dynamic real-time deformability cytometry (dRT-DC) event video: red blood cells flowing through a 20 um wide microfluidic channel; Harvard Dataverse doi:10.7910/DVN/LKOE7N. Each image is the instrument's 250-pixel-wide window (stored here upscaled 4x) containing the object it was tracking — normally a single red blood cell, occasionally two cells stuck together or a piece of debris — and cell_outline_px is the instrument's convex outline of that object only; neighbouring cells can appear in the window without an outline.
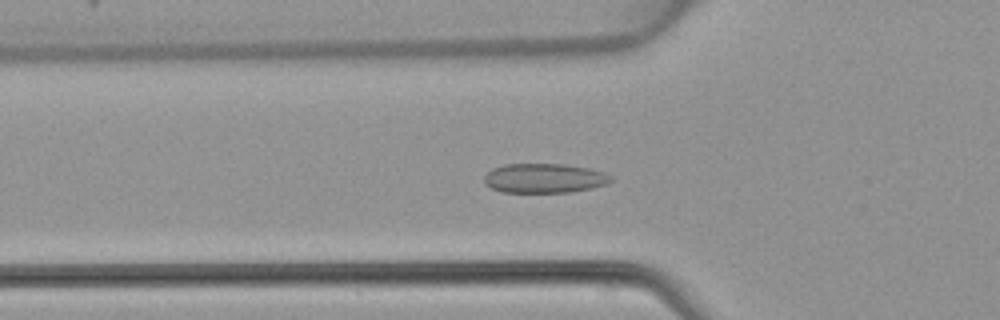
{"species": "common noctule bat (a hibernating species)", "species_latin": "Nyctalus noctula", "temperature_condition": "warm", "stored_images_in_passage": 48, "camera_frame_rate_fps": 3000, "um_per_image_px": 0.085, "animal": {"sex": "female", "body_mass_g": 22.7, "forearm_length_mm": 54.2}, "frame": {"image": 1, "passage_image": 17, "time_ms": 5.333, "image_size_px": [1000, 320], "cell_outline_px": [[612, 180], [608, 184], [592, 188], [568, 192], [504, 192], [492, 188], [484, 184], [484, 176], [492, 168], [504, 164], [564, 164], [588, 168], [604, 172], [612, 176]], "centroid_in_image_um": [46.27, 15.14], "position_along_channel_um": 79.5, "area_um2": 21.79}}
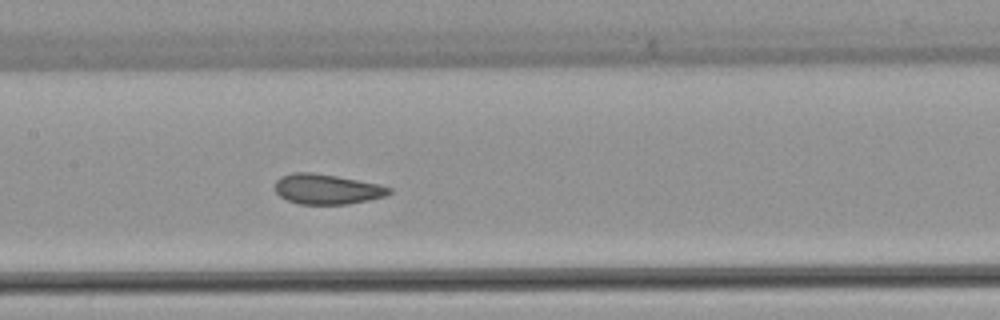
{"frame": {"image": 2, "passage_image": 24, "time_ms": 7.667, "image_size_px": [1000, 320], "cell_outline_px": [[392, 192], [388, 196], [348, 204], [300, 204], [288, 200], [280, 196], [276, 192], [276, 180], [280, 176], [292, 172], [312, 172], [336, 176], [380, 184], [392, 188]], "centroid_in_image_um": [27.82, 16.07], "position_along_channel_um": 179.6, "area_um2": 20.11}}
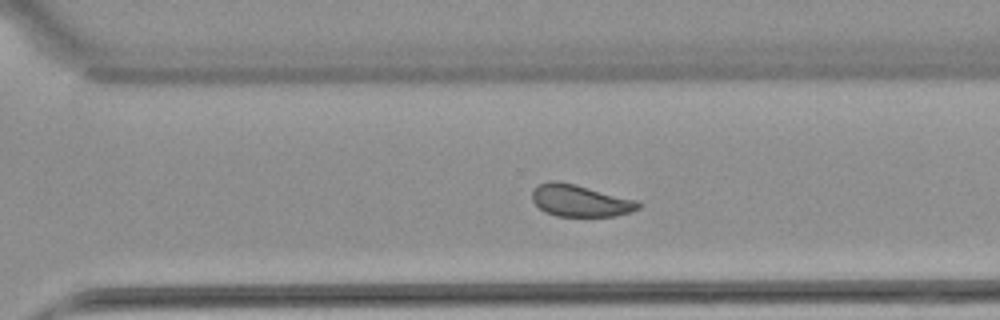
{"frame": {"image": 3, "passage_image": 34, "time_ms": 11.0, "image_size_px": [1000, 320], "cell_outline_px": [[644, 204], [640, 208], [632, 212], [616, 216], [556, 216], [544, 212], [532, 200], [532, 192], [540, 184], [548, 180], [556, 180], [576, 184], [640, 200]], "centroid_in_image_um": [49.39, 17.05], "position_along_channel_um": 321.2, "area_um2": 20.17}}